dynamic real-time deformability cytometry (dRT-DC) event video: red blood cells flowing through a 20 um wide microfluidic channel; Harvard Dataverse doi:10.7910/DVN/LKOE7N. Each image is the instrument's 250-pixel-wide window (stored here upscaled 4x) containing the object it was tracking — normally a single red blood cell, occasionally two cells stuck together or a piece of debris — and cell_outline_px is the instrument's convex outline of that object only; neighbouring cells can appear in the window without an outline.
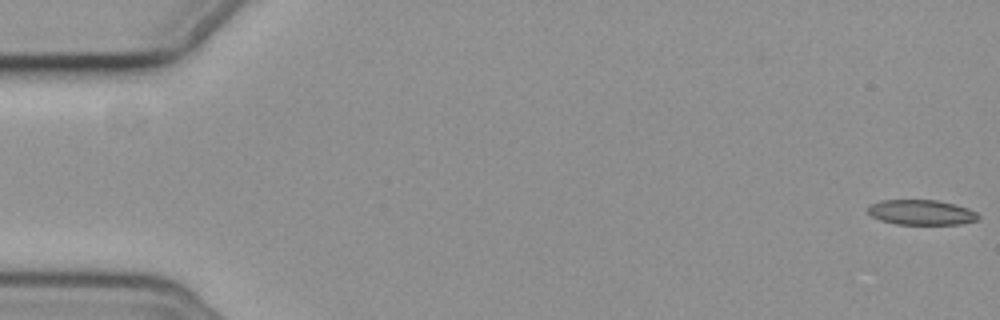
{"species": "common noctule bat (a hibernating species)", "species_latin": "Nyctalus noctula", "temperature_condition": "cold", "stored_images_in_passage": 58, "segment_of_instrument_passage": [1, 2], "camera_frame_rate_fps": 3000, "um_per_image_px": 0.085, "animal": {"sex": "female", "body_mass_g": 19.3, "forearm_length_mm": 54.1}, "frame": {"image": 1, "passage_image": 1, "time_ms": 0.0, "image_size_px": [1000, 320], "cell_outline_px": [[980, 216], [976, 220], [960, 224], [896, 224], [880, 220], [872, 216], [868, 212], [868, 204], [880, 200], [936, 200], [968, 208], [976, 212]], "centroid_in_image_um": [78.27, 18.05], "position_along_channel_um": 6.7, "area_um2": 16.07}}
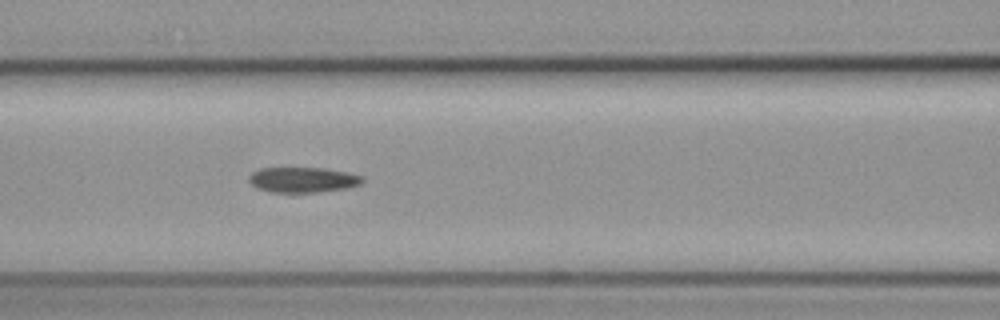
{"frame": {"image": 2, "passage_image": 25, "time_ms": 8.0, "image_size_px": [1000, 320], "cell_outline_px": [[364, 180], [360, 184], [348, 188], [316, 192], [272, 192], [256, 188], [248, 180], [248, 176], [252, 172], [260, 168], [324, 168], [348, 172], [364, 176]], "centroid_in_image_um": [25.75, 15.28], "position_along_channel_um": 140.9, "area_um2": 16.82}}
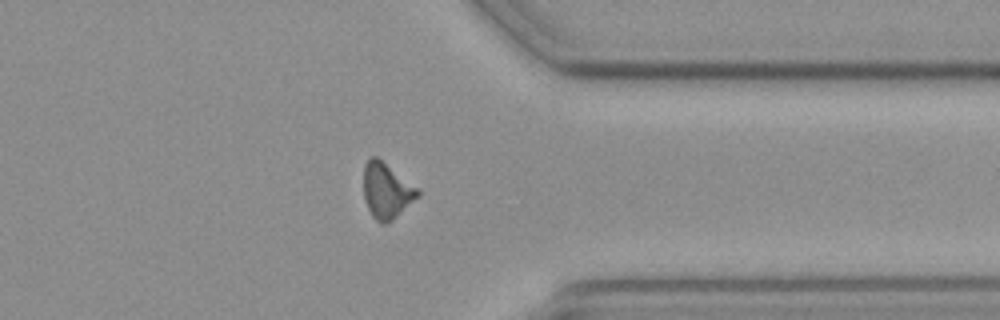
{"frame": {"image": 3, "passage_image": 45, "time_ms": 14.667, "image_size_px": [1000, 320], "cell_outline_px": [[420, 196], [392, 220], [384, 224], [380, 224], [372, 216], [364, 200], [364, 164], [372, 156], [376, 156], [420, 188]], "centroid_in_image_um": [32.88, 16.21], "position_along_channel_um": 378.5, "area_um2": 17.69}}